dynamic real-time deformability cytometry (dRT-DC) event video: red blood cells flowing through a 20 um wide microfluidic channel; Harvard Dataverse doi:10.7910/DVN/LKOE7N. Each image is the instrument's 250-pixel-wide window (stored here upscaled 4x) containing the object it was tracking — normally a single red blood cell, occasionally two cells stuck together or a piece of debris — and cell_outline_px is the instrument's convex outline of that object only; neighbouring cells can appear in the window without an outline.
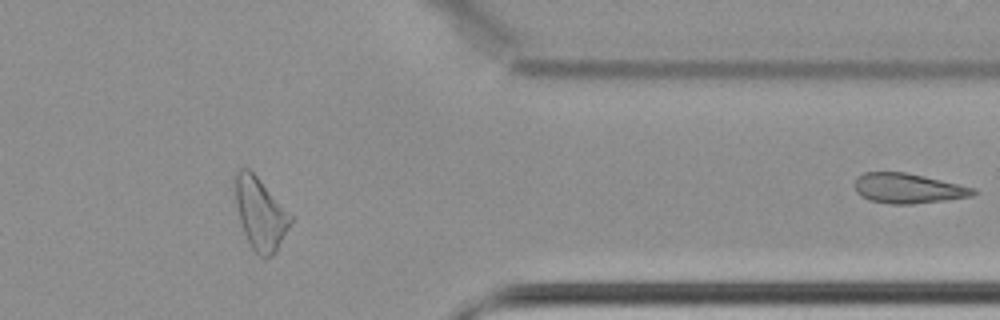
{"species": "common noctule bat (a hibernating species)", "species_latin": "Nyctalus noctula", "temperature_condition": "cold", "stored_images_in_passage": 48, "segment_of_instrument_passage": [2, 2], "camera_frame_rate_fps": 3000, "um_per_image_px": 0.085, "animal": {"sex": "female", "body_mass_g": 22.7, "forearm_length_mm": 54.2}, "frame": {"image": 1, "passage_image": 48, "time_ms": 15.667, "image_size_px": [1000, 320], "cell_outline_px": [[980, 192], [972, 196], [944, 200], [912, 204], [888, 204], [868, 200], [860, 196], [856, 192], [856, 176], [864, 172], [908, 172], [960, 184], [976, 188]], "centroid_in_image_um": [77.2, 16.01], "position_along_channel_um": 334.2, "area_um2": 20.98}}